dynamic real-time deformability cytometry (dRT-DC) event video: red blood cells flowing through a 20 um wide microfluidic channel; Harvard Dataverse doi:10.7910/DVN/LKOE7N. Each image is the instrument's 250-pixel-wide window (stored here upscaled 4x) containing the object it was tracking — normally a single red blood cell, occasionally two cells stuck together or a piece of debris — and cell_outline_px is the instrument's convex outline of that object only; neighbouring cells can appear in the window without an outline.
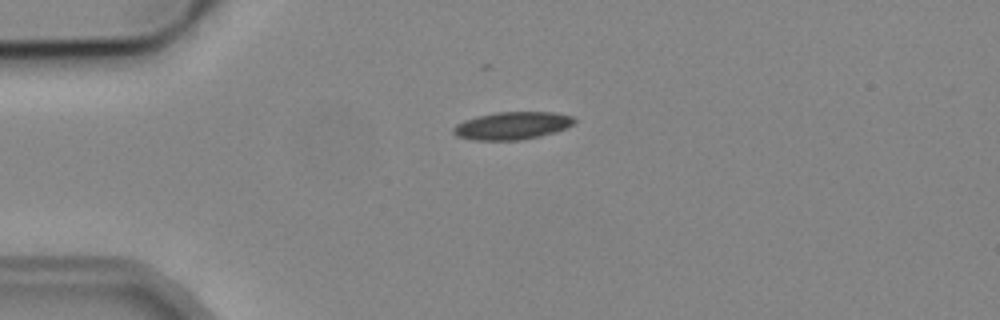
{"species": "common noctule bat (a hibernating species)", "species_latin": "Nyctalus noctula", "temperature_condition": "cold", "stored_images_in_passage": 2, "camera_frame_rate_fps": 3000, "um_per_image_px": 0.085, "animal": {"sex": "male", "body_mass_g": 19.2, "forearm_length_mm": 51.8}, "frame": {"image": 1, "passage_image": 1, "time_ms": 0.0, "image_size_px": [1000, 320], "cell_outline_px": [[576, 120], [572, 124], [556, 132], [540, 136], [520, 140], [476, 140], [456, 136], [452, 132], [452, 128], [456, 124], [464, 120], [476, 116], [496, 112], [552, 112], [572, 116]], "centroid_in_image_um": [43.5, 10.68], "position_along_channel_um": 41.5, "area_um2": 19.48}}